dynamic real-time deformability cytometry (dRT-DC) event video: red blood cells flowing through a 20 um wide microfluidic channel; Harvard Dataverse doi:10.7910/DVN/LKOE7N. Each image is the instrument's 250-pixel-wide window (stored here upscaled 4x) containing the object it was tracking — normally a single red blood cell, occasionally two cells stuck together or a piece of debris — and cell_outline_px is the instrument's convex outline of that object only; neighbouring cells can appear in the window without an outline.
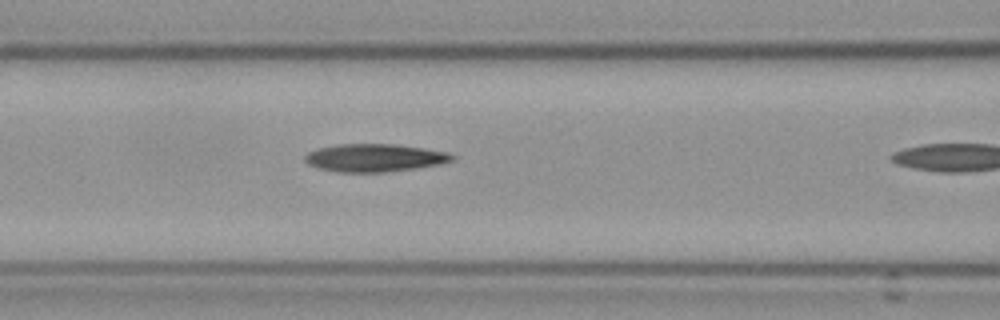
{"species": "Egyptian fruit bat (a non-hibernating species)", "species_latin": "Rousettus aegyptiacus", "temperature_condition": "cold", "stored_images_in_passage": 11, "camera_frame_rate_fps": 3000, "um_per_image_px": 0.085, "frame": {"image": 1, "passage_image": 10, "time_ms": 3.0, "image_size_px": [1000, 320], "cell_outline_px": [[456, 160], [440, 164], [416, 168], [384, 172], [336, 172], [316, 168], [308, 164], [304, 160], [304, 156], [308, 152], [316, 148], [336, 144], [396, 144], [424, 148], [448, 152], [456, 156]], "centroid_in_image_um": [31.83, 13.41], "position_along_channel_um": 134.8, "area_um2": 24.22}}